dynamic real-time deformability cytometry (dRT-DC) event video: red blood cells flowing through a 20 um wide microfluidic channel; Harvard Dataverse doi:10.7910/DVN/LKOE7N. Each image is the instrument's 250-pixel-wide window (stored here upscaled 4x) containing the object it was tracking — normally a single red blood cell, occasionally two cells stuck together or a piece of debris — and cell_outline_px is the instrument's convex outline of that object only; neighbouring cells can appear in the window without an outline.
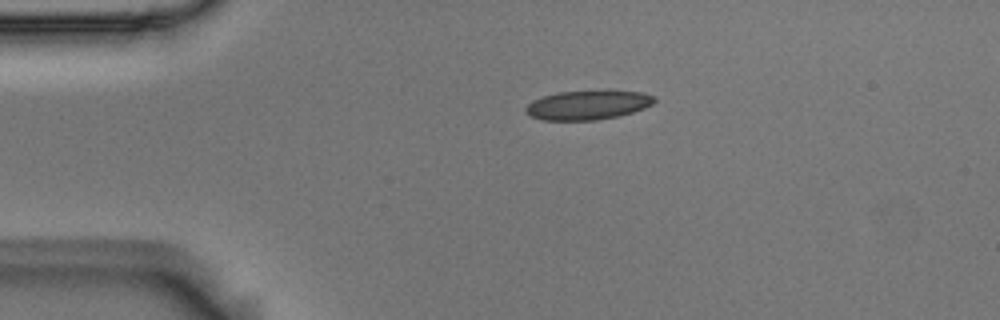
{"species": "Egyptian fruit bat (a non-hibernating species)", "species_latin": "Rousettus aegyptiacus", "temperature_condition": "room temperature", "stored_images_in_passage": 2, "camera_frame_rate_fps": 3000, "um_per_image_px": 0.085, "animal": {"sex": "male"}, "frame": {"image": 1, "passage_image": 1, "time_ms": 0.0, "image_size_px": [1000, 320], "cell_outline_px": [[656, 100], [652, 104], [644, 108], [620, 116], [596, 120], [540, 120], [524, 112], [524, 108], [532, 100], [556, 92], [608, 88], [644, 92], [656, 96]], "centroid_in_image_um": [50.01, 8.88], "position_along_channel_um": 35.0, "area_um2": 22.89}}